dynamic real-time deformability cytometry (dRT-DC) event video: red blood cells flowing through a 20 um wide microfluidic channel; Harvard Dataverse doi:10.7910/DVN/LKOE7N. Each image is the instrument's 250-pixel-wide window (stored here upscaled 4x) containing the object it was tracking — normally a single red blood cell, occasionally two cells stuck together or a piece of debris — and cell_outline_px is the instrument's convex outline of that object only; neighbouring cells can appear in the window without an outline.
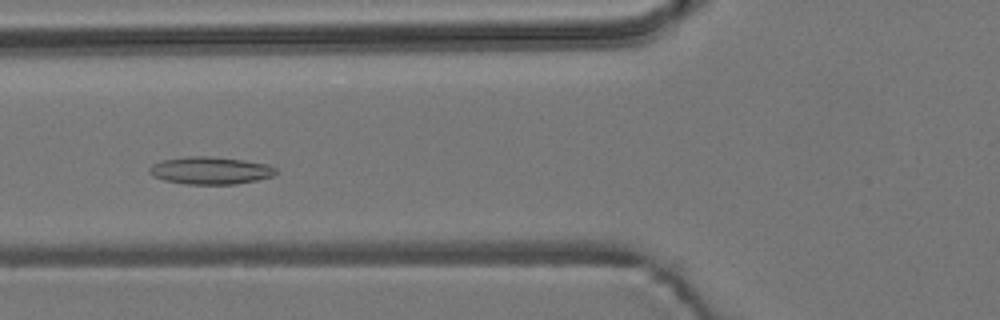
{"species": "common noctule bat (a hibernating species)", "species_latin": "Nyctalus noctula", "temperature_condition": "room temperature", "stored_images_in_passage": 57, "camera_frame_rate_fps": 3000, "um_per_image_px": 0.085, "animal": {"sex": "male", "body_mass_g": 19.2, "forearm_length_mm": 51.8}, "frame": {"image": 1, "passage_image": 22, "time_ms": 7.0, "image_size_px": [1000, 320], "cell_outline_px": [[276, 172], [272, 176], [256, 180], [236, 184], [184, 184], [164, 180], [152, 176], [148, 172], [148, 168], [152, 164], [160, 160], [188, 156], [208, 156], [244, 160], [268, 164], [276, 168]], "centroid_in_image_um": [17.83, 14.49], "position_along_channel_um": 108.0, "area_um2": 20.35}}
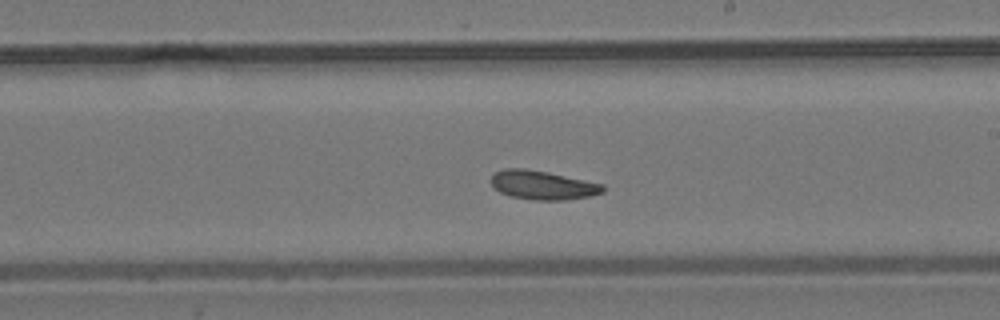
{"frame": {"image": 2, "passage_image": 33, "time_ms": 10.667, "image_size_px": [1000, 320], "cell_outline_px": [[604, 192], [592, 196], [564, 200], [536, 200], [512, 196], [500, 192], [492, 188], [488, 180], [496, 172], [504, 168], [524, 168], [548, 172], [604, 184]], "centroid_in_image_um": [46.1, 15.73], "position_along_channel_um": 242.9, "area_um2": 19.02}}
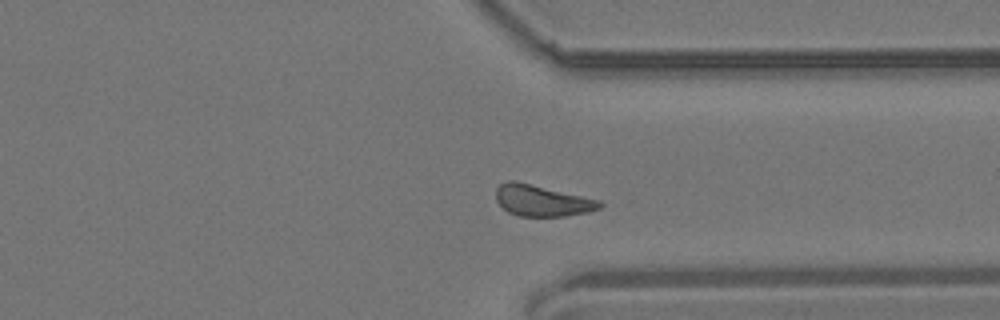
{"frame": {"image": 3, "passage_image": 43, "time_ms": 14.0, "image_size_px": [1000, 320], "cell_outline_px": [[604, 204], [600, 208], [588, 212], [564, 216], [520, 216], [508, 212], [496, 200], [496, 188], [504, 180], [516, 180], [600, 200]], "centroid_in_image_um": [46.06, 17.04], "position_along_channel_um": 365.3, "area_um2": 18.96}, "authors_computed_cell_mechanics": {"area_um2": 19.3052, "velocity_mm_per_s": 3.68, "shape_relaxation_time_tau1_ms": 4.4282, "shape_relaxation_time_tau2_ms": 7.5087, "deformation_change_tau1": 0.0931, "deformation_change_tau2": 0.1441}}